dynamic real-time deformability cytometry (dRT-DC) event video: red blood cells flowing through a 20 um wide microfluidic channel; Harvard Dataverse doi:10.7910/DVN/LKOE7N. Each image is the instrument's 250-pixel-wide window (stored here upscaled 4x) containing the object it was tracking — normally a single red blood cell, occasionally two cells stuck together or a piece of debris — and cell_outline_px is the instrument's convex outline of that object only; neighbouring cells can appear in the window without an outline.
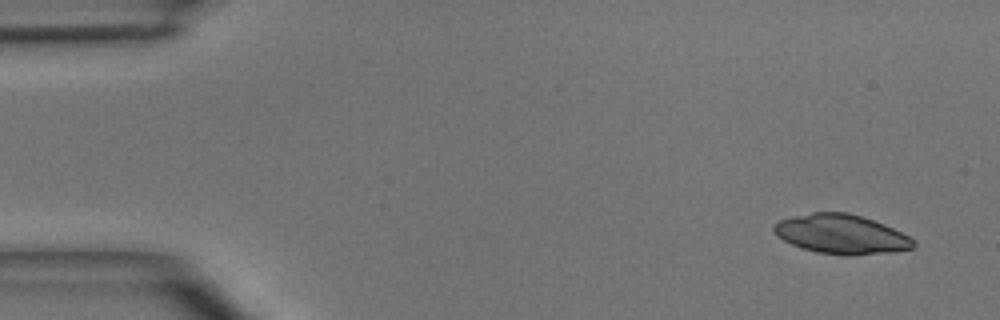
{"species": "common noctule bat (a hibernating species)", "species_latin": "Nyctalus noctula", "temperature_condition": "room temperature", "stored_images_in_passage": 3, "camera_frame_rate_fps": 3000, "um_per_image_px": 0.085, "animal": {"sex": "male", "body_mass_g": 15.6}, "frame": {"image": 1, "passage_image": 1, "time_ms": 0.0, "image_size_px": [1000, 320], "cell_outline_px": [[916, 248], [892, 252], [852, 256], [844, 256], [816, 252], [792, 244], [776, 236], [772, 228], [772, 224], [780, 220], [812, 212], [848, 212], [884, 224], [908, 236], [916, 244]], "centroid_in_image_um": [71.5, 19.92], "position_along_channel_um": 13.5, "area_um2": 32.02}}